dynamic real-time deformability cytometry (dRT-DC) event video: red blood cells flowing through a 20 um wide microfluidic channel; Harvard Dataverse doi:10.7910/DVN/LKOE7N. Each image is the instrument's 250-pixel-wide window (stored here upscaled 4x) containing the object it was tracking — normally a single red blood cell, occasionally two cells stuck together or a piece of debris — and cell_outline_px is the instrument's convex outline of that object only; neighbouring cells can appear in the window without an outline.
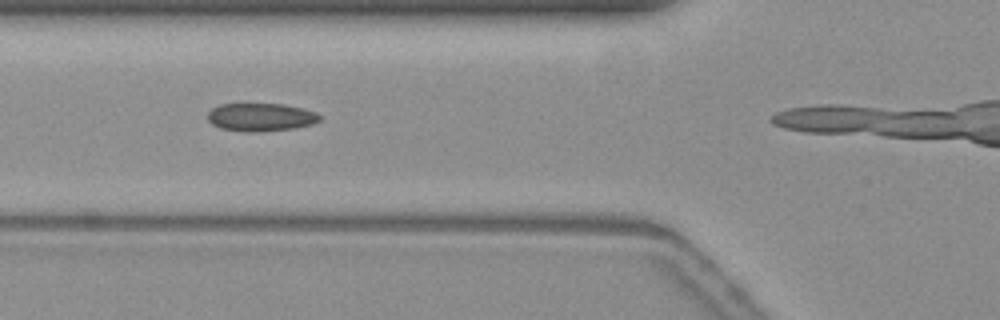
{"species": "common noctule bat (a hibernating species)", "species_latin": "Nyctalus noctula", "temperature_condition": "warm", "stored_images_in_passage": 13, "camera_frame_rate_fps": 3000, "um_per_image_px": 0.085, "animal": {"sex": "female", "body_mass_g": 19.3, "forearm_length_mm": 54.1}, "frame": {"image": 1, "passage_image": 6, "time_ms": 1.667, "image_size_px": [1000, 320], "cell_outline_px": [[320, 120], [312, 124], [296, 128], [260, 132], [244, 132], [220, 128], [212, 124], [208, 120], [208, 112], [212, 108], [220, 104], [284, 104], [316, 112], [320, 116]], "centroid_in_image_um": [22.15, 9.97], "position_along_channel_um": 103.7, "area_um2": 18.38}}
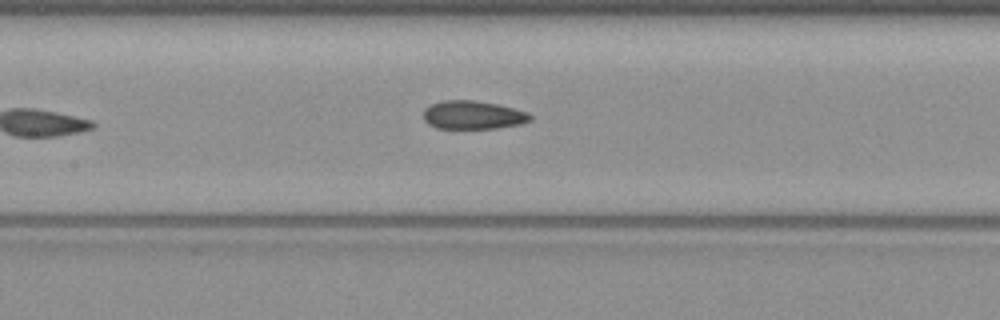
{"frame": {"image": 2, "passage_image": 11, "time_ms": 3.333, "image_size_px": [1000, 320], "cell_outline_px": [[532, 120], [520, 124], [496, 128], [436, 128], [428, 124], [424, 120], [424, 108], [432, 104], [444, 100], [472, 100], [496, 104], [528, 112], [532, 116]], "centroid_in_image_um": [40.19, 9.78], "position_along_channel_um": 167.2, "area_um2": 17.57}}